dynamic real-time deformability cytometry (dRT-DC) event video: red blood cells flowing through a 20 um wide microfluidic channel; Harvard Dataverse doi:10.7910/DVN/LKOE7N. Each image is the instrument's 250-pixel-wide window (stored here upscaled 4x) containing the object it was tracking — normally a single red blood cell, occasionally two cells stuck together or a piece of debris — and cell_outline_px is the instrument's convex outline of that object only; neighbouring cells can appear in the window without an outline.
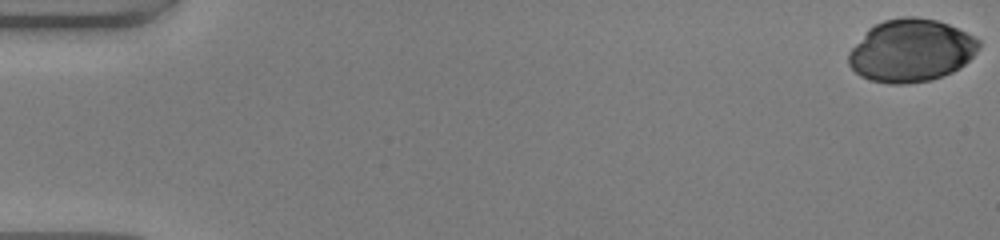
{"species": "human", "species_latin": "Homo sapiens", "temperature_condition": "warm", "stored_images_in_passage": 51, "camera_frame_rate_fps": 3000, "um_per_image_px": 0.085, "donor": {"sex": "male"}, "frame": {"image": 1, "passage_image": 1, "time_ms": 0.0, "image_size_px": [1000, 240], "cell_outline_px": [[980, 48], [960, 68], [952, 72], [932, 80], [904, 84], [888, 84], [868, 80], [860, 76], [848, 64], [848, 52], [868, 28], [884, 20], [904, 16], [916, 16], [936, 20], [948, 24], [980, 40]], "centroid_in_image_um": [77.41, 4.3], "position_along_channel_um": 7.6, "area_um2": 47.69}}
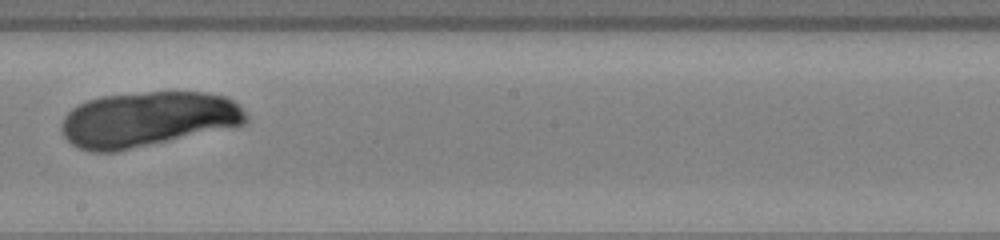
{"frame": {"image": 2, "passage_image": 30, "time_ms": 9.667, "image_size_px": [1000, 240], "cell_outline_px": [[248, 124], [116, 152], [92, 152], [80, 148], [72, 144], [60, 132], [60, 124], [64, 116], [72, 108], [88, 100], [100, 96], [148, 92], [204, 92], [228, 96], [248, 116]], "centroid_in_image_um": [12.54, 10.14], "position_along_channel_um": 235.7, "area_um2": 59.48}}
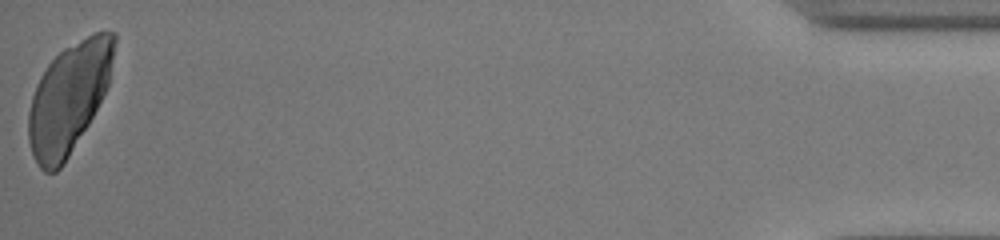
{"frame": {"image": 3, "passage_image": 51, "time_ms": 16.667, "image_size_px": [1000, 240], "cell_outline_px": [[116, 40], [108, 84], [88, 124], [64, 164], [56, 172], [44, 172], [40, 168], [32, 152], [28, 140], [28, 112], [32, 96], [36, 84], [40, 76], [48, 64], [64, 48], [96, 32], [116, 32]], "centroid_in_image_um": [5.82, 8.35], "position_along_channel_um": 429.4, "area_um2": 54.27}}